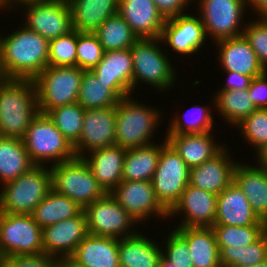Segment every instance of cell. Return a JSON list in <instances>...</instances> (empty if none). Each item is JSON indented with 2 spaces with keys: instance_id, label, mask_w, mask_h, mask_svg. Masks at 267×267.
Wrapping results in <instances>:
<instances>
[{
  "instance_id": "47",
  "label": "cell",
  "mask_w": 267,
  "mask_h": 267,
  "mask_svg": "<svg viewBox=\"0 0 267 267\" xmlns=\"http://www.w3.org/2000/svg\"><path fill=\"white\" fill-rule=\"evenodd\" d=\"M248 92L256 109H267V71L251 80Z\"/></svg>"
},
{
  "instance_id": "11",
  "label": "cell",
  "mask_w": 267,
  "mask_h": 267,
  "mask_svg": "<svg viewBox=\"0 0 267 267\" xmlns=\"http://www.w3.org/2000/svg\"><path fill=\"white\" fill-rule=\"evenodd\" d=\"M84 211L89 234L119 239L137 233L130 228L137 222L121 207L111 193L96 199L87 205Z\"/></svg>"
},
{
  "instance_id": "1",
  "label": "cell",
  "mask_w": 267,
  "mask_h": 267,
  "mask_svg": "<svg viewBox=\"0 0 267 267\" xmlns=\"http://www.w3.org/2000/svg\"><path fill=\"white\" fill-rule=\"evenodd\" d=\"M0 38L1 66L7 79L33 80L48 66L49 41L25 25Z\"/></svg>"
},
{
  "instance_id": "13",
  "label": "cell",
  "mask_w": 267,
  "mask_h": 267,
  "mask_svg": "<svg viewBox=\"0 0 267 267\" xmlns=\"http://www.w3.org/2000/svg\"><path fill=\"white\" fill-rule=\"evenodd\" d=\"M25 25L48 41L67 34L72 27L71 11L67 0H45L28 2ZM27 17V18H26Z\"/></svg>"
},
{
  "instance_id": "5",
  "label": "cell",
  "mask_w": 267,
  "mask_h": 267,
  "mask_svg": "<svg viewBox=\"0 0 267 267\" xmlns=\"http://www.w3.org/2000/svg\"><path fill=\"white\" fill-rule=\"evenodd\" d=\"M1 186L0 212L31 215L52 189L51 170L44 165H35L17 179Z\"/></svg>"
},
{
  "instance_id": "2",
  "label": "cell",
  "mask_w": 267,
  "mask_h": 267,
  "mask_svg": "<svg viewBox=\"0 0 267 267\" xmlns=\"http://www.w3.org/2000/svg\"><path fill=\"white\" fill-rule=\"evenodd\" d=\"M38 112L33 80L6 79L0 83V136L23 139Z\"/></svg>"
},
{
  "instance_id": "51",
  "label": "cell",
  "mask_w": 267,
  "mask_h": 267,
  "mask_svg": "<svg viewBox=\"0 0 267 267\" xmlns=\"http://www.w3.org/2000/svg\"><path fill=\"white\" fill-rule=\"evenodd\" d=\"M256 158H258V164L264 168H267V145L259 152L257 153Z\"/></svg>"
},
{
  "instance_id": "18",
  "label": "cell",
  "mask_w": 267,
  "mask_h": 267,
  "mask_svg": "<svg viewBox=\"0 0 267 267\" xmlns=\"http://www.w3.org/2000/svg\"><path fill=\"white\" fill-rule=\"evenodd\" d=\"M206 38L200 16L186 13L166 19L161 36L162 43H168L173 51L186 56L198 52Z\"/></svg>"
},
{
  "instance_id": "56",
  "label": "cell",
  "mask_w": 267,
  "mask_h": 267,
  "mask_svg": "<svg viewBox=\"0 0 267 267\" xmlns=\"http://www.w3.org/2000/svg\"><path fill=\"white\" fill-rule=\"evenodd\" d=\"M64 267H74V266L67 260Z\"/></svg>"
},
{
  "instance_id": "54",
  "label": "cell",
  "mask_w": 267,
  "mask_h": 267,
  "mask_svg": "<svg viewBox=\"0 0 267 267\" xmlns=\"http://www.w3.org/2000/svg\"><path fill=\"white\" fill-rule=\"evenodd\" d=\"M11 8V0H0V9L1 8Z\"/></svg>"
},
{
  "instance_id": "43",
  "label": "cell",
  "mask_w": 267,
  "mask_h": 267,
  "mask_svg": "<svg viewBox=\"0 0 267 267\" xmlns=\"http://www.w3.org/2000/svg\"><path fill=\"white\" fill-rule=\"evenodd\" d=\"M243 138L252 144L256 153L267 145V109H256L238 125Z\"/></svg>"
},
{
  "instance_id": "44",
  "label": "cell",
  "mask_w": 267,
  "mask_h": 267,
  "mask_svg": "<svg viewBox=\"0 0 267 267\" xmlns=\"http://www.w3.org/2000/svg\"><path fill=\"white\" fill-rule=\"evenodd\" d=\"M167 237L160 262L165 267H194L187 240L176 229Z\"/></svg>"
},
{
  "instance_id": "55",
  "label": "cell",
  "mask_w": 267,
  "mask_h": 267,
  "mask_svg": "<svg viewBox=\"0 0 267 267\" xmlns=\"http://www.w3.org/2000/svg\"><path fill=\"white\" fill-rule=\"evenodd\" d=\"M7 78L3 72L2 66H1V54H0V83L5 81Z\"/></svg>"
},
{
  "instance_id": "38",
  "label": "cell",
  "mask_w": 267,
  "mask_h": 267,
  "mask_svg": "<svg viewBox=\"0 0 267 267\" xmlns=\"http://www.w3.org/2000/svg\"><path fill=\"white\" fill-rule=\"evenodd\" d=\"M85 109L78 103L63 105L49 110L46 114L56 128L74 145L83 128Z\"/></svg>"
},
{
  "instance_id": "14",
  "label": "cell",
  "mask_w": 267,
  "mask_h": 267,
  "mask_svg": "<svg viewBox=\"0 0 267 267\" xmlns=\"http://www.w3.org/2000/svg\"><path fill=\"white\" fill-rule=\"evenodd\" d=\"M116 106L85 109L83 128L79 140L73 145L76 157L89 152L115 145Z\"/></svg>"
},
{
  "instance_id": "24",
  "label": "cell",
  "mask_w": 267,
  "mask_h": 267,
  "mask_svg": "<svg viewBox=\"0 0 267 267\" xmlns=\"http://www.w3.org/2000/svg\"><path fill=\"white\" fill-rule=\"evenodd\" d=\"M127 149L119 145L93 150L82 158L106 193H110L122 181L124 158Z\"/></svg>"
},
{
  "instance_id": "22",
  "label": "cell",
  "mask_w": 267,
  "mask_h": 267,
  "mask_svg": "<svg viewBox=\"0 0 267 267\" xmlns=\"http://www.w3.org/2000/svg\"><path fill=\"white\" fill-rule=\"evenodd\" d=\"M118 13L142 38H161L165 23L153 0H119Z\"/></svg>"
},
{
  "instance_id": "57",
  "label": "cell",
  "mask_w": 267,
  "mask_h": 267,
  "mask_svg": "<svg viewBox=\"0 0 267 267\" xmlns=\"http://www.w3.org/2000/svg\"><path fill=\"white\" fill-rule=\"evenodd\" d=\"M157 267H165V266L160 262Z\"/></svg>"
},
{
  "instance_id": "37",
  "label": "cell",
  "mask_w": 267,
  "mask_h": 267,
  "mask_svg": "<svg viewBox=\"0 0 267 267\" xmlns=\"http://www.w3.org/2000/svg\"><path fill=\"white\" fill-rule=\"evenodd\" d=\"M219 261L224 265L252 266L267 258V231L248 246H218Z\"/></svg>"
},
{
  "instance_id": "6",
  "label": "cell",
  "mask_w": 267,
  "mask_h": 267,
  "mask_svg": "<svg viewBox=\"0 0 267 267\" xmlns=\"http://www.w3.org/2000/svg\"><path fill=\"white\" fill-rule=\"evenodd\" d=\"M85 70L77 66H47L34 79L38 110H49L77 102Z\"/></svg>"
},
{
  "instance_id": "45",
  "label": "cell",
  "mask_w": 267,
  "mask_h": 267,
  "mask_svg": "<svg viewBox=\"0 0 267 267\" xmlns=\"http://www.w3.org/2000/svg\"><path fill=\"white\" fill-rule=\"evenodd\" d=\"M243 35L256 53L259 62L267 71V18L245 24Z\"/></svg>"
},
{
  "instance_id": "12",
  "label": "cell",
  "mask_w": 267,
  "mask_h": 267,
  "mask_svg": "<svg viewBox=\"0 0 267 267\" xmlns=\"http://www.w3.org/2000/svg\"><path fill=\"white\" fill-rule=\"evenodd\" d=\"M200 19L206 37L219 41L243 35L240 30L244 17L245 0H198ZM210 35V36H209Z\"/></svg>"
},
{
  "instance_id": "23",
  "label": "cell",
  "mask_w": 267,
  "mask_h": 267,
  "mask_svg": "<svg viewBox=\"0 0 267 267\" xmlns=\"http://www.w3.org/2000/svg\"><path fill=\"white\" fill-rule=\"evenodd\" d=\"M68 261L74 267H120L118 239L88 234Z\"/></svg>"
},
{
  "instance_id": "3",
  "label": "cell",
  "mask_w": 267,
  "mask_h": 267,
  "mask_svg": "<svg viewBox=\"0 0 267 267\" xmlns=\"http://www.w3.org/2000/svg\"><path fill=\"white\" fill-rule=\"evenodd\" d=\"M159 110L140 104L131 96L122 98L116 105L115 144L130 149L151 145L152 134L160 119Z\"/></svg>"
},
{
  "instance_id": "10",
  "label": "cell",
  "mask_w": 267,
  "mask_h": 267,
  "mask_svg": "<svg viewBox=\"0 0 267 267\" xmlns=\"http://www.w3.org/2000/svg\"><path fill=\"white\" fill-rule=\"evenodd\" d=\"M189 178L190 168L164 140L151 182L156 198L168 212L179 201L182 192L189 184Z\"/></svg>"
},
{
  "instance_id": "34",
  "label": "cell",
  "mask_w": 267,
  "mask_h": 267,
  "mask_svg": "<svg viewBox=\"0 0 267 267\" xmlns=\"http://www.w3.org/2000/svg\"><path fill=\"white\" fill-rule=\"evenodd\" d=\"M84 209L69 197L51 189L31 214L43 229L68 218L79 215Z\"/></svg>"
},
{
  "instance_id": "19",
  "label": "cell",
  "mask_w": 267,
  "mask_h": 267,
  "mask_svg": "<svg viewBox=\"0 0 267 267\" xmlns=\"http://www.w3.org/2000/svg\"><path fill=\"white\" fill-rule=\"evenodd\" d=\"M214 225L251 226L267 224L257 217L243 191L232 181L217 195Z\"/></svg>"
},
{
  "instance_id": "29",
  "label": "cell",
  "mask_w": 267,
  "mask_h": 267,
  "mask_svg": "<svg viewBox=\"0 0 267 267\" xmlns=\"http://www.w3.org/2000/svg\"><path fill=\"white\" fill-rule=\"evenodd\" d=\"M118 252L120 267H157L163 250L137 232L118 239Z\"/></svg>"
},
{
  "instance_id": "4",
  "label": "cell",
  "mask_w": 267,
  "mask_h": 267,
  "mask_svg": "<svg viewBox=\"0 0 267 267\" xmlns=\"http://www.w3.org/2000/svg\"><path fill=\"white\" fill-rule=\"evenodd\" d=\"M23 141L30 159L37 166H45V162H51L53 166L76 158L74 146L44 113L38 112L32 119Z\"/></svg>"
},
{
  "instance_id": "32",
  "label": "cell",
  "mask_w": 267,
  "mask_h": 267,
  "mask_svg": "<svg viewBox=\"0 0 267 267\" xmlns=\"http://www.w3.org/2000/svg\"><path fill=\"white\" fill-rule=\"evenodd\" d=\"M34 166L23 139L0 136V181L2 185L17 179Z\"/></svg>"
},
{
  "instance_id": "35",
  "label": "cell",
  "mask_w": 267,
  "mask_h": 267,
  "mask_svg": "<svg viewBox=\"0 0 267 267\" xmlns=\"http://www.w3.org/2000/svg\"><path fill=\"white\" fill-rule=\"evenodd\" d=\"M213 101L220 115L229 125H238L244 118L256 110L249 96L248 89L219 90ZM231 123V124H230Z\"/></svg>"
},
{
  "instance_id": "42",
  "label": "cell",
  "mask_w": 267,
  "mask_h": 267,
  "mask_svg": "<svg viewBox=\"0 0 267 267\" xmlns=\"http://www.w3.org/2000/svg\"><path fill=\"white\" fill-rule=\"evenodd\" d=\"M104 49L94 32L77 31V67L90 71L103 58Z\"/></svg>"
},
{
  "instance_id": "53",
  "label": "cell",
  "mask_w": 267,
  "mask_h": 267,
  "mask_svg": "<svg viewBox=\"0 0 267 267\" xmlns=\"http://www.w3.org/2000/svg\"><path fill=\"white\" fill-rule=\"evenodd\" d=\"M35 1H45V0H11V5L14 3H17L19 6L21 5V7H22V5L23 4H25V3H28V2H35Z\"/></svg>"
},
{
  "instance_id": "28",
  "label": "cell",
  "mask_w": 267,
  "mask_h": 267,
  "mask_svg": "<svg viewBox=\"0 0 267 267\" xmlns=\"http://www.w3.org/2000/svg\"><path fill=\"white\" fill-rule=\"evenodd\" d=\"M73 29L94 32L118 12L119 0H67Z\"/></svg>"
},
{
  "instance_id": "52",
  "label": "cell",
  "mask_w": 267,
  "mask_h": 267,
  "mask_svg": "<svg viewBox=\"0 0 267 267\" xmlns=\"http://www.w3.org/2000/svg\"><path fill=\"white\" fill-rule=\"evenodd\" d=\"M222 267H267V258L264 261L257 263L255 265H252V266L224 265Z\"/></svg>"
},
{
  "instance_id": "26",
  "label": "cell",
  "mask_w": 267,
  "mask_h": 267,
  "mask_svg": "<svg viewBox=\"0 0 267 267\" xmlns=\"http://www.w3.org/2000/svg\"><path fill=\"white\" fill-rule=\"evenodd\" d=\"M212 133L166 134V141L180 155L189 168L213 158L224 147L214 142Z\"/></svg>"
},
{
  "instance_id": "16",
  "label": "cell",
  "mask_w": 267,
  "mask_h": 267,
  "mask_svg": "<svg viewBox=\"0 0 267 267\" xmlns=\"http://www.w3.org/2000/svg\"><path fill=\"white\" fill-rule=\"evenodd\" d=\"M88 234L87 217L83 210L77 216L42 229L44 254L67 261Z\"/></svg>"
},
{
  "instance_id": "41",
  "label": "cell",
  "mask_w": 267,
  "mask_h": 267,
  "mask_svg": "<svg viewBox=\"0 0 267 267\" xmlns=\"http://www.w3.org/2000/svg\"><path fill=\"white\" fill-rule=\"evenodd\" d=\"M209 108L207 107H202V106H195L193 108L194 113L197 115V117H194L191 113V116L189 119H183L182 120V115L177 116L173 119V121L170 122V127L169 129L167 128L168 133L166 134H193V133H207L213 131L211 128H213V117L209 112ZM189 111V110H188ZM200 113H198V112ZM192 112V110H191ZM200 115H198V114ZM190 114V113H189ZM194 117V118H193ZM184 118V117H183ZM186 121V122H185Z\"/></svg>"
},
{
  "instance_id": "21",
  "label": "cell",
  "mask_w": 267,
  "mask_h": 267,
  "mask_svg": "<svg viewBox=\"0 0 267 267\" xmlns=\"http://www.w3.org/2000/svg\"><path fill=\"white\" fill-rule=\"evenodd\" d=\"M215 44L223 70L247 75L252 79L266 71L244 35L222 39Z\"/></svg>"
},
{
  "instance_id": "33",
  "label": "cell",
  "mask_w": 267,
  "mask_h": 267,
  "mask_svg": "<svg viewBox=\"0 0 267 267\" xmlns=\"http://www.w3.org/2000/svg\"><path fill=\"white\" fill-rule=\"evenodd\" d=\"M162 144L127 149L122 180L151 181L157 168Z\"/></svg>"
},
{
  "instance_id": "8",
  "label": "cell",
  "mask_w": 267,
  "mask_h": 267,
  "mask_svg": "<svg viewBox=\"0 0 267 267\" xmlns=\"http://www.w3.org/2000/svg\"><path fill=\"white\" fill-rule=\"evenodd\" d=\"M50 170L52 189L77 202L83 209L106 194L82 157L53 165Z\"/></svg>"
},
{
  "instance_id": "7",
  "label": "cell",
  "mask_w": 267,
  "mask_h": 267,
  "mask_svg": "<svg viewBox=\"0 0 267 267\" xmlns=\"http://www.w3.org/2000/svg\"><path fill=\"white\" fill-rule=\"evenodd\" d=\"M161 38L138 39L130 48L133 65L132 91L140 83L165 91L176 81V73L167 55L159 49Z\"/></svg>"
},
{
  "instance_id": "50",
  "label": "cell",
  "mask_w": 267,
  "mask_h": 267,
  "mask_svg": "<svg viewBox=\"0 0 267 267\" xmlns=\"http://www.w3.org/2000/svg\"><path fill=\"white\" fill-rule=\"evenodd\" d=\"M246 8L251 5V10L253 9L255 13H258L260 17L267 18V0H245Z\"/></svg>"
},
{
  "instance_id": "39",
  "label": "cell",
  "mask_w": 267,
  "mask_h": 267,
  "mask_svg": "<svg viewBox=\"0 0 267 267\" xmlns=\"http://www.w3.org/2000/svg\"><path fill=\"white\" fill-rule=\"evenodd\" d=\"M212 229L218 246L245 247L258 240L267 231V225H213Z\"/></svg>"
},
{
  "instance_id": "46",
  "label": "cell",
  "mask_w": 267,
  "mask_h": 267,
  "mask_svg": "<svg viewBox=\"0 0 267 267\" xmlns=\"http://www.w3.org/2000/svg\"><path fill=\"white\" fill-rule=\"evenodd\" d=\"M65 263V260L46 254L17 255L1 259L0 267H64Z\"/></svg>"
},
{
  "instance_id": "31",
  "label": "cell",
  "mask_w": 267,
  "mask_h": 267,
  "mask_svg": "<svg viewBox=\"0 0 267 267\" xmlns=\"http://www.w3.org/2000/svg\"><path fill=\"white\" fill-rule=\"evenodd\" d=\"M176 230L187 240L194 267H222L212 227H185Z\"/></svg>"
},
{
  "instance_id": "40",
  "label": "cell",
  "mask_w": 267,
  "mask_h": 267,
  "mask_svg": "<svg viewBox=\"0 0 267 267\" xmlns=\"http://www.w3.org/2000/svg\"><path fill=\"white\" fill-rule=\"evenodd\" d=\"M77 30L49 40L48 66H77Z\"/></svg>"
},
{
  "instance_id": "20",
  "label": "cell",
  "mask_w": 267,
  "mask_h": 267,
  "mask_svg": "<svg viewBox=\"0 0 267 267\" xmlns=\"http://www.w3.org/2000/svg\"><path fill=\"white\" fill-rule=\"evenodd\" d=\"M227 148L201 165L190 168L189 184L201 190L220 194L232 181L237 161H231Z\"/></svg>"
},
{
  "instance_id": "17",
  "label": "cell",
  "mask_w": 267,
  "mask_h": 267,
  "mask_svg": "<svg viewBox=\"0 0 267 267\" xmlns=\"http://www.w3.org/2000/svg\"><path fill=\"white\" fill-rule=\"evenodd\" d=\"M217 207V195L196 188L190 184L182 192L179 201L168 212L169 217L177 213L184 214L178 227H212L214 225ZM184 212V213H183Z\"/></svg>"
},
{
  "instance_id": "36",
  "label": "cell",
  "mask_w": 267,
  "mask_h": 267,
  "mask_svg": "<svg viewBox=\"0 0 267 267\" xmlns=\"http://www.w3.org/2000/svg\"><path fill=\"white\" fill-rule=\"evenodd\" d=\"M104 51L130 49L138 40L131 27L117 12L94 31Z\"/></svg>"
},
{
  "instance_id": "9",
  "label": "cell",
  "mask_w": 267,
  "mask_h": 267,
  "mask_svg": "<svg viewBox=\"0 0 267 267\" xmlns=\"http://www.w3.org/2000/svg\"><path fill=\"white\" fill-rule=\"evenodd\" d=\"M44 254L42 228L30 214L0 212V260Z\"/></svg>"
},
{
  "instance_id": "48",
  "label": "cell",
  "mask_w": 267,
  "mask_h": 267,
  "mask_svg": "<svg viewBox=\"0 0 267 267\" xmlns=\"http://www.w3.org/2000/svg\"><path fill=\"white\" fill-rule=\"evenodd\" d=\"M158 12L164 19H170L184 14L185 7L190 3L189 0H153Z\"/></svg>"
},
{
  "instance_id": "30",
  "label": "cell",
  "mask_w": 267,
  "mask_h": 267,
  "mask_svg": "<svg viewBox=\"0 0 267 267\" xmlns=\"http://www.w3.org/2000/svg\"><path fill=\"white\" fill-rule=\"evenodd\" d=\"M128 95L117 84H106L90 70L84 71L77 102L84 109L116 106Z\"/></svg>"
},
{
  "instance_id": "15",
  "label": "cell",
  "mask_w": 267,
  "mask_h": 267,
  "mask_svg": "<svg viewBox=\"0 0 267 267\" xmlns=\"http://www.w3.org/2000/svg\"><path fill=\"white\" fill-rule=\"evenodd\" d=\"M110 193L136 222L145 221L154 214L163 219L169 217L156 198L151 181L122 180Z\"/></svg>"
},
{
  "instance_id": "25",
  "label": "cell",
  "mask_w": 267,
  "mask_h": 267,
  "mask_svg": "<svg viewBox=\"0 0 267 267\" xmlns=\"http://www.w3.org/2000/svg\"><path fill=\"white\" fill-rule=\"evenodd\" d=\"M239 164L235 166L233 181L245 194L253 212L267 224V168Z\"/></svg>"
},
{
  "instance_id": "49",
  "label": "cell",
  "mask_w": 267,
  "mask_h": 267,
  "mask_svg": "<svg viewBox=\"0 0 267 267\" xmlns=\"http://www.w3.org/2000/svg\"><path fill=\"white\" fill-rule=\"evenodd\" d=\"M228 75V85L225 84L222 89L219 90H246L249 88L252 78L247 75L236 73L233 71H226Z\"/></svg>"
},
{
  "instance_id": "27",
  "label": "cell",
  "mask_w": 267,
  "mask_h": 267,
  "mask_svg": "<svg viewBox=\"0 0 267 267\" xmlns=\"http://www.w3.org/2000/svg\"><path fill=\"white\" fill-rule=\"evenodd\" d=\"M100 81L117 84L128 96L132 92L133 65L130 49L105 51L91 70Z\"/></svg>"
}]
</instances>
